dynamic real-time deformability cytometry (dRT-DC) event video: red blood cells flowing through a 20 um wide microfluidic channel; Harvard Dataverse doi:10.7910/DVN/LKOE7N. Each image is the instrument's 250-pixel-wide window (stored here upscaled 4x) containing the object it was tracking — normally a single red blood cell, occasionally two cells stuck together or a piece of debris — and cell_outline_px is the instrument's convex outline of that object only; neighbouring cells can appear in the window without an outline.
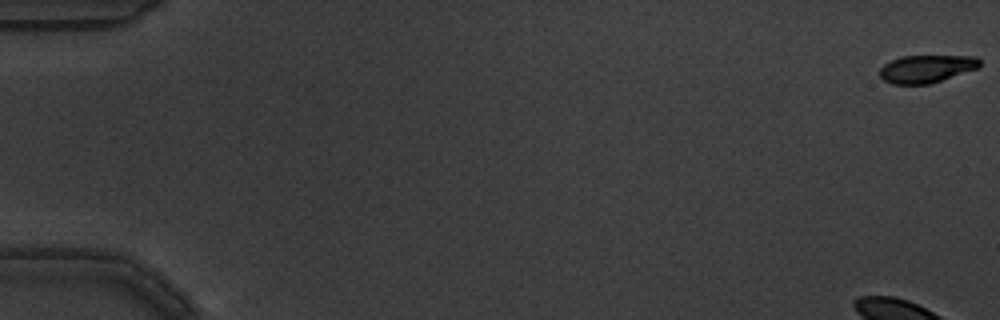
{"species": "common noctule bat (a hibernating species)", "species_latin": "Nyctalus noctula", "temperature_condition": "warm", "stored_images_in_passage": 5, "camera_frame_rate_fps": 3000, "um_per_image_px": 0.085, "animal": {"sex": "male", "body_mass_g": 19.5, "forearm_length_mm": 54.6}, "frame": {"image": 1, "passage_image": 1, "time_ms": 0.0, "image_size_px": [1000, 320], "cell_outline_px": [[980, 68], [928, 84], [892, 84], [884, 80], [880, 76], [880, 68], [884, 64], [900, 56], [976, 56], [980, 60]], "centroid_in_image_um": [78.76, 5.84], "position_along_channel_um": 6.2, "area_um2": 16.13}}